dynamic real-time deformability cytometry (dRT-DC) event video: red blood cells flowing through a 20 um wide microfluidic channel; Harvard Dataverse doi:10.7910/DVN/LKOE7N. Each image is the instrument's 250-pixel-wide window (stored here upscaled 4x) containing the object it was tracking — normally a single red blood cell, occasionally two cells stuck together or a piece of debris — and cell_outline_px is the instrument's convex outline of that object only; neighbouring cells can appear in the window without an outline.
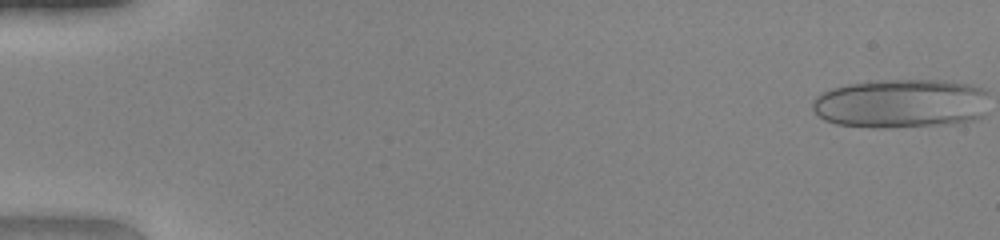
{"species": "human", "species_latin": "Homo sapiens", "temperature_condition": "warm", "stored_images_in_passage": 49, "camera_frame_rate_fps": 3000, "um_per_image_px": 0.085, "donor": {"sex": "female"}, "frame": {"image": 1, "passage_image": 1, "time_ms": 0.0, "image_size_px": [1000, 240], "cell_outline_px": [[984, 116], [972, 120], [932, 124], [884, 128], [876, 128], [836, 124], [824, 120], [812, 108], [812, 104], [816, 96], [832, 88], [848, 84], [880, 80], [936, 80], [964, 84], [980, 88], [984, 92]], "centroid_in_image_um": [76.49, 8.8], "position_along_channel_um": 8.5, "area_um2": 49.53}}
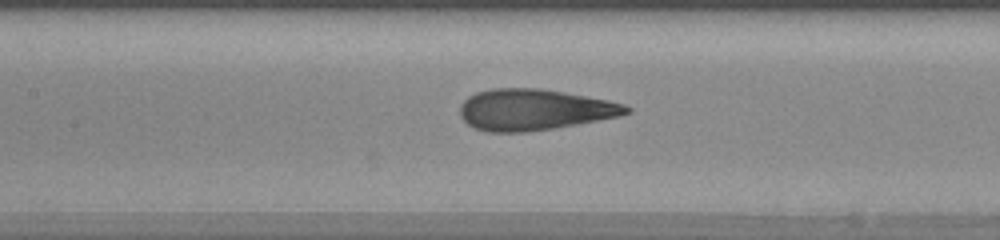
{"frame": {"image": 2, "passage_image": 24, "time_ms": 7.667, "image_size_px": [1000, 240], "cell_outline_px": [[632, 112], [620, 116], [576, 124], [528, 132], [484, 132], [468, 124], [460, 116], [460, 104], [468, 96], [476, 92], [492, 88], [540, 88], [564, 92], [608, 100], [624, 104], [632, 108]], "centroid_in_image_um": [45.39, 9.32], "position_along_channel_um": 162.0, "area_um2": 39.94}}
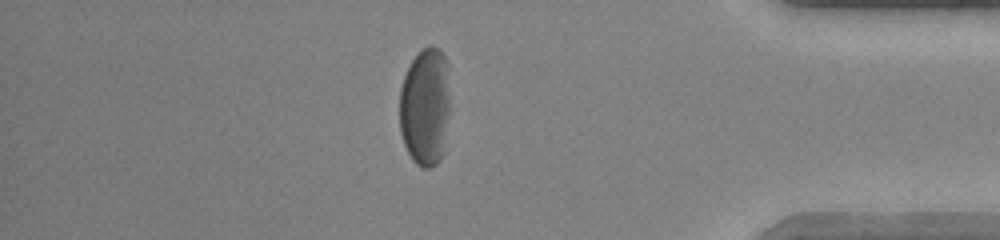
{"frame": {"image": 3, "passage_image": 43, "time_ms": 14.0, "image_size_px": [1000, 240], "cell_outline_px": [[448, 112], [444, 152], [440, 160], [436, 164], [428, 168], [424, 168], [416, 164], [412, 160], [404, 144], [400, 132], [400, 88], [404, 76], [412, 60], [424, 48], [432, 44], [440, 48], [444, 56], [448, 100]], "centroid_in_image_um": [36.11, 9.12], "position_along_channel_um": 399.1, "area_um2": 34.45}, "authors_computed_cell_mechanics": {"area_um2": 39.9976, "velocity_mm_per_s": 4.1762, "shape_relaxation_time_tau1_ms": 4.664, "shape_relaxation_time_tau2_ms": 0.7505, "deformation_change_tau1": 0.1957, "deformation_change_tau2": 0.0798}}